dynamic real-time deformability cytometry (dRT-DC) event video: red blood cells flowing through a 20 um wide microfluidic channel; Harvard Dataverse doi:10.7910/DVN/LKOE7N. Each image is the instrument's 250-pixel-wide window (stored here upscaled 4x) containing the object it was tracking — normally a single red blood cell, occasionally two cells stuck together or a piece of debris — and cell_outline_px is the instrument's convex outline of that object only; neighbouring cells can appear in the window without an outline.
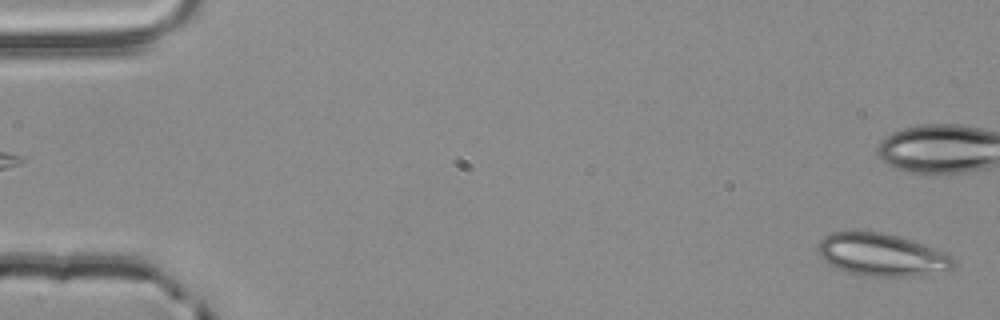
{"species": "common noctule bat (a hibernating species)", "species_latin": "Nyctalus noctula", "temperature_condition": "room temperature", "stored_images_in_passage": 3, "camera_frame_rate_fps": 3000, "um_per_image_px": 0.085, "animal": {"sex": "male", "body_mass_g": 20.4}, "frame": {"image": 1, "passage_image": 3, "time_ms": 0.667, "image_size_px": [1000, 320], "cell_outline_px": [[956, 264], [952, 268], [912, 276], [864, 276], [848, 272], [836, 268], [828, 264], [816, 252], [816, 248], [820, 240], [824, 236], [832, 232], [856, 228], [880, 232], [912, 240], [944, 252], [952, 256], [956, 260]], "centroid_in_image_um": [74.85, 21.61], "position_along_channel_um": 10.2, "area_um2": 34.04}}